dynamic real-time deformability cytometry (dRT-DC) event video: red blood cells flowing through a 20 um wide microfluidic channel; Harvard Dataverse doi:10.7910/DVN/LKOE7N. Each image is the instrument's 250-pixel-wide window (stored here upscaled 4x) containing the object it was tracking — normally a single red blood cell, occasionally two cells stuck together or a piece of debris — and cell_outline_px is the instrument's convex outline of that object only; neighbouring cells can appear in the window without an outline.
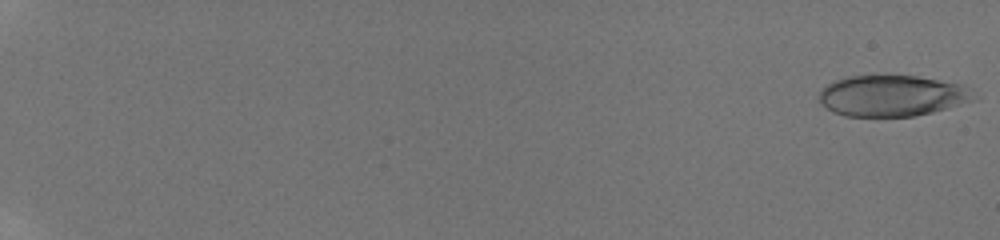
{"species": "human", "species_latin": "Homo sapiens", "temperature_condition": "room temperature", "stored_images_in_passage": 25, "camera_frame_rate_fps": 3000, "um_per_image_px": 0.085, "donor": {"sex": "male"}, "frame": {"image": 1, "passage_image": 1, "time_ms": 0.0, "image_size_px": [1000, 240], "cell_outline_px": [[976, 100], [948, 108], [932, 112], [912, 116], [844, 116], [832, 112], [820, 104], [816, 96], [820, 88], [836, 80], [848, 76], [916, 76], [960, 84], [972, 88]], "centroid_in_image_um": [75.79, 8.15], "position_along_channel_um": 9.2, "area_um2": 37.28}}
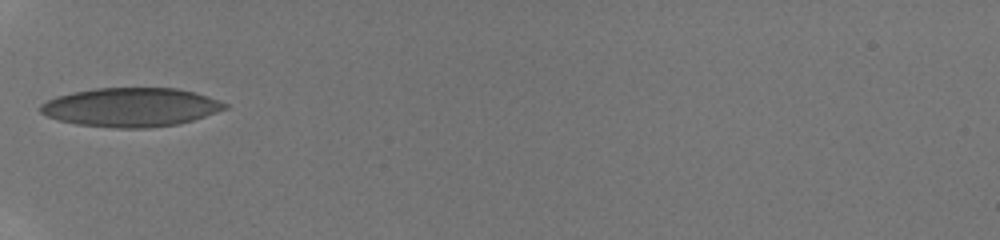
{"frame": {"image": 2, "passage_image": 13, "time_ms": 7.333, "image_size_px": [1000, 240], "cell_outline_px": [[228, 108], [180, 124], [148, 128], [112, 128], [76, 124], [60, 120], [48, 116], [40, 112], [40, 104], [56, 96], [72, 92], [96, 88], [176, 88], [196, 92], [208, 96], [228, 104]], "centroid_in_image_um": [11.13, 9.11], "position_along_channel_um": 73.9, "area_um2": 41.85}}
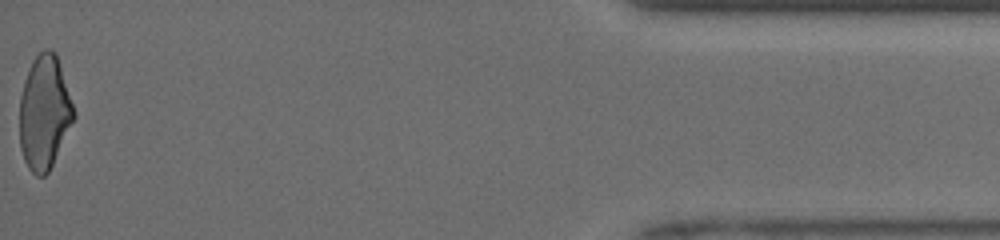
{"frame": {"image": 3, "passage_image": 25, "time_ms": 17.667, "image_size_px": [1000, 240], "cell_outline_px": [[76, 116], [48, 172], [44, 176], [36, 176], [28, 168], [24, 160], [20, 148], [20, 96], [24, 80], [28, 68], [32, 60], [44, 48], [48, 48], [56, 52], [76, 112]], "centroid_in_image_um": [3.77, 9.54], "position_along_channel_um": 431.4, "area_um2": 36.13}, "authors_computed_cell_mechanics": {"area_um2": 38.3792, "velocity_mm_per_s": 4.1644, "shape_relaxation_time_tau1_ms": null, "shape_relaxation_time_tau2_ms": 1.4265, "deformation_change_tau1": null, "deformation_change_tau2": 0.0744}}